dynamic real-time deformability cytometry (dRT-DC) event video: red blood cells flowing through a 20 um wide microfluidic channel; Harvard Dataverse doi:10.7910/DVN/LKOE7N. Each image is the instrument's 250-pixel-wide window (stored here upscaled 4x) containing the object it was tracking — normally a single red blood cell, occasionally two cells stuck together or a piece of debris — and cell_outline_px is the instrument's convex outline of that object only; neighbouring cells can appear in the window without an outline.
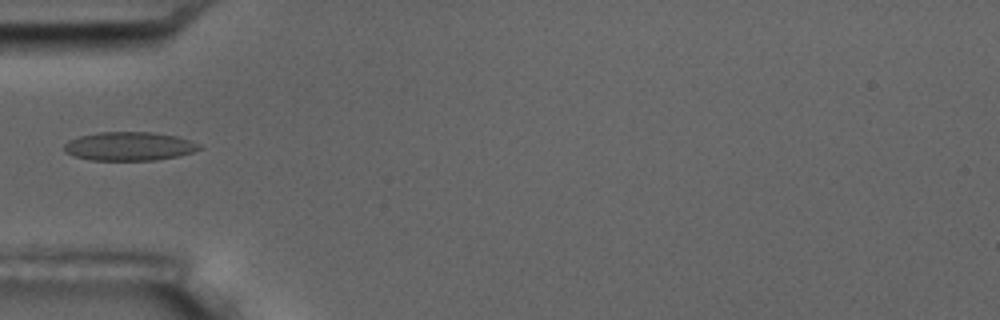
{"species": "common noctule bat (a hibernating species)", "species_latin": "Nyctalus noctula", "temperature_condition": "room temperature", "stored_images_in_passage": 8, "camera_frame_rate_fps": 3000, "um_per_image_px": 0.085, "animal": {"sex": "male", "body_mass_g": 17.5, "forearm_length_mm": 52.3}, "frame": {"image": 1, "passage_image": 4, "time_ms": 4.333, "image_size_px": [1000, 320], "cell_outline_px": [[204, 148], [180, 156], [156, 160], [92, 160], [76, 156], [64, 152], [64, 144], [68, 140], [80, 136], [100, 132], [152, 132], [176, 136], [200, 144]], "centroid_in_image_um": [11.0, 12.43], "position_along_channel_um": 74.0, "area_um2": 22.6}}
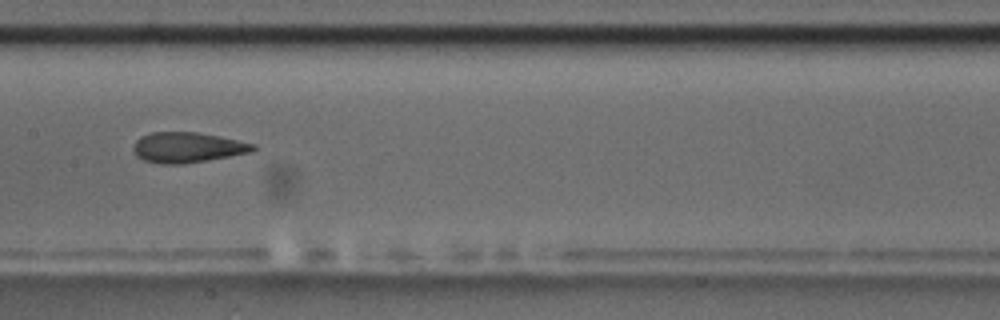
{"frame": {"image": 2, "passage_image": 7, "time_ms": 7.667, "image_size_px": [1000, 320], "cell_outline_px": [[256, 148], [248, 152], [228, 156], [184, 164], [164, 164], [144, 160], [136, 156], [132, 148], [136, 140], [140, 136], [152, 132], [196, 132], [256, 144]], "centroid_in_image_um": [15.86, 12.53], "position_along_channel_um": 191.5, "area_um2": 20.87}}
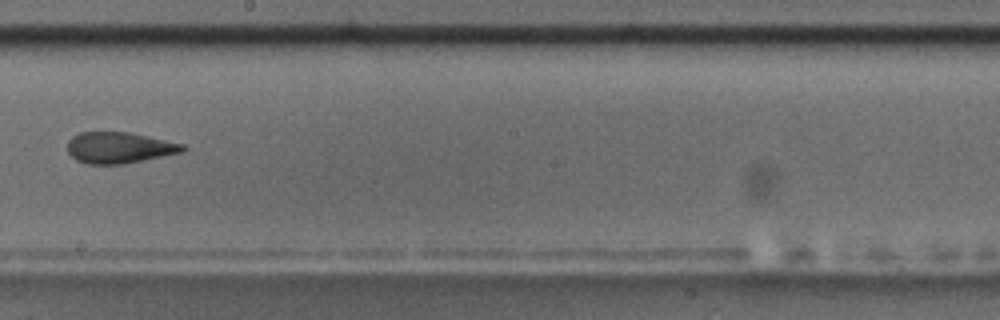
{"frame": {"image": 3, "passage_image": 8, "time_ms": 9.0, "image_size_px": [1000, 320], "cell_outline_px": [[188, 148], [184, 152], [124, 164], [88, 164], [76, 160], [68, 152], [68, 140], [72, 136], [80, 132], [128, 132], [184, 144]], "centroid_in_image_um": [10.15, 12.56], "position_along_channel_um": 238.1, "area_um2": 20.98}}